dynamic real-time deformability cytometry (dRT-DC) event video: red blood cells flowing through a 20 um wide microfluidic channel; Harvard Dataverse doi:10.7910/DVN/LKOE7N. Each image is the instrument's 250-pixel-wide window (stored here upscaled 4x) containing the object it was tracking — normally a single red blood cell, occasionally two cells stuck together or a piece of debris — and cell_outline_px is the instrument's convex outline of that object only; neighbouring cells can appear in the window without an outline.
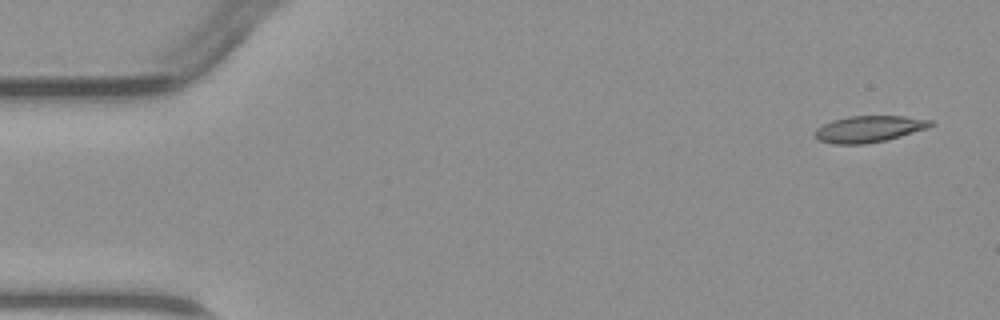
{"species": "common noctule bat (a hibernating species)", "species_latin": "Nyctalus noctula", "temperature_condition": "warm", "stored_images_in_passage": 4, "camera_frame_rate_fps": 3000, "um_per_image_px": 0.085, "animal": {"sex": "male", "body_mass_g": 23.1, "forearm_length_mm": 52.7}, "frame": {"image": 1, "passage_image": 1, "time_ms": 0.0, "image_size_px": [1000, 320], "cell_outline_px": [[936, 124], [928, 128], [900, 136], [884, 140], [864, 144], [832, 144], [820, 140], [812, 132], [816, 128], [832, 120], [848, 116], [904, 116], [932, 120]], "centroid_in_image_um": [73.86, 10.95], "position_along_channel_um": 11.1, "area_um2": 17.86}}
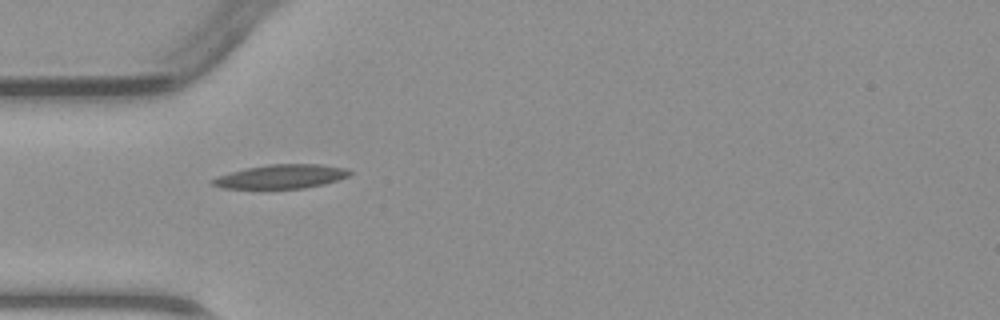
{"frame": {"image": 2, "passage_image": 3, "time_ms": 4.0, "image_size_px": [1000, 320], "cell_outline_px": [[352, 172], [348, 176], [324, 184], [304, 188], [220, 188], [212, 184], [208, 180], [216, 176], [248, 168], [268, 164], [320, 164], [348, 168]], "centroid_in_image_um": [23.89, 15.0], "position_along_channel_um": 61.1, "area_um2": 19.07}}
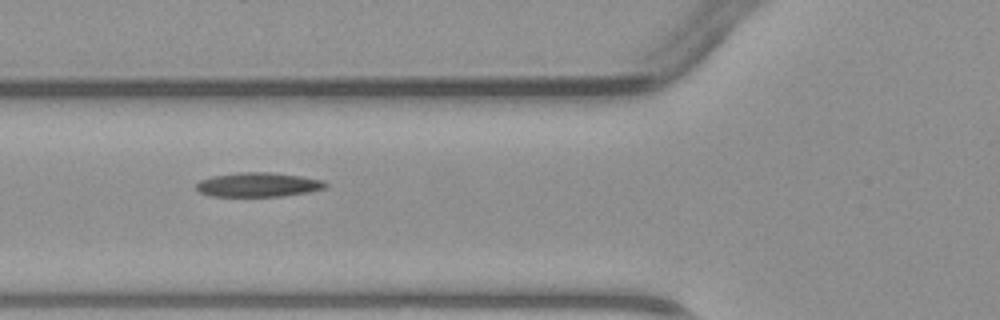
{"frame": {"image": 3, "passage_image": 4, "time_ms": 5.0, "image_size_px": [1000, 320], "cell_outline_px": [[328, 184], [324, 188], [308, 192], [284, 196], [212, 196], [200, 192], [196, 188], [196, 184], [200, 180], [212, 176], [240, 172], [272, 172], [300, 176], [324, 180]], "centroid_in_image_um": [21.96, 15.69], "position_along_channel_um": 103.8, "area_um2": 18.26}}